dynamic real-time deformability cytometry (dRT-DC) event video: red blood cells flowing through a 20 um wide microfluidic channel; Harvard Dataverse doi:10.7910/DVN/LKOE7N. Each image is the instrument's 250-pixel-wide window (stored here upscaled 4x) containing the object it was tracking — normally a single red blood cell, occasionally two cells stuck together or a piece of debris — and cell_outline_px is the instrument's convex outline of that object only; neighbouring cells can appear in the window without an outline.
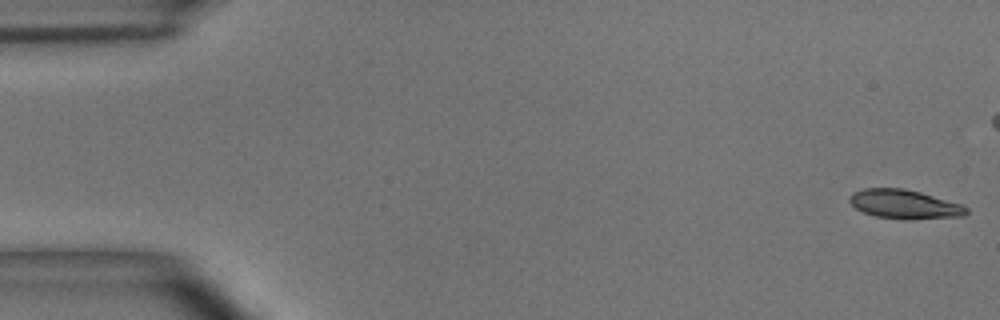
{"species": "common noctule bat (a hibernating species)", "species_latin": "Nyctalus noctula", "temperature_condition": "room temperature", "stored_images_in_passage": 47, "camera_frame_rate_fps": 3000, "um_per_image_px": 0.085, "animal": {"sex": "male", "body_mass_g": 15.6}, "frame": {"image": 1, "passage_image": 1, "time_ms": 0.0, "image_size_px": [1000, 320], "cell_outline_px": [[968, 212], [964, 216], [908, 220], [904, 220], [876, 216], [864, 212], [856, 208], [848, 200], [848, 196], [852, 192], [864, 188], [904, 188], [920, 192], [964, 204], [968, 208]], "centroid_in_image_um": [76.9, 17.36], "position_along_channel_um": 8.1, "area_um2": 20.06}}
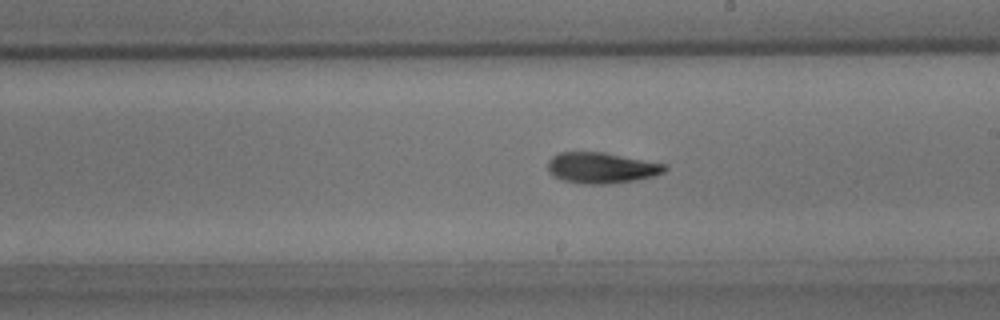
{"frame": {"image": 2, "passage_image": 31, "time_ms": 10.0, "image_size_px": [1000, 320], "cell_outline_px": [[668, 168], [664, 172], [652, 176], [636, 180], [612, 184], [580, 184], [560, 180], [548, 172], [548, 160], [552, 156], [560, 152], [604, 152], [668, 164]], "centroid_in_image_um": [51.12, 14.27], "position_along_channel_um": 237.9, "area_um2": 21.39}}
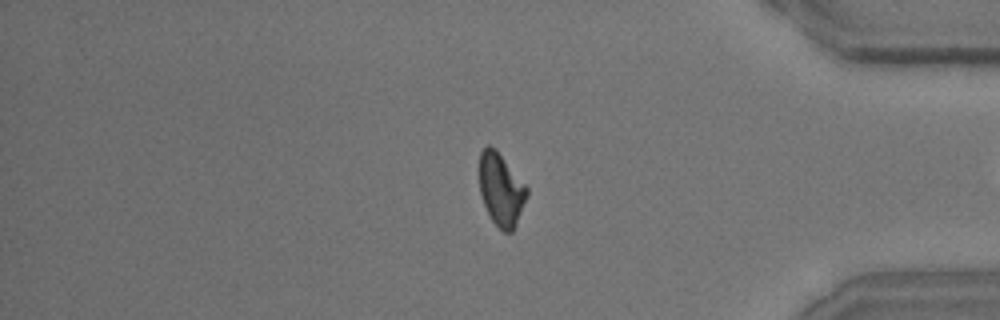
{"frame": {"image": 3, "passage_image": 46, "time_ms": 15.0, "image_size_px": [1000, 320], "cell_outline_px": [[528, 196], [516, 224], [512, 232], [504, 232], [492, 220], [484, 204], [480, 192], [480, 152], [488, 144], [496, 148], [528, 188]], "centroid_in_image_um": [42.6, 16.09], "position_along_channel_um": 392.6, "area_um2": 19.94}}